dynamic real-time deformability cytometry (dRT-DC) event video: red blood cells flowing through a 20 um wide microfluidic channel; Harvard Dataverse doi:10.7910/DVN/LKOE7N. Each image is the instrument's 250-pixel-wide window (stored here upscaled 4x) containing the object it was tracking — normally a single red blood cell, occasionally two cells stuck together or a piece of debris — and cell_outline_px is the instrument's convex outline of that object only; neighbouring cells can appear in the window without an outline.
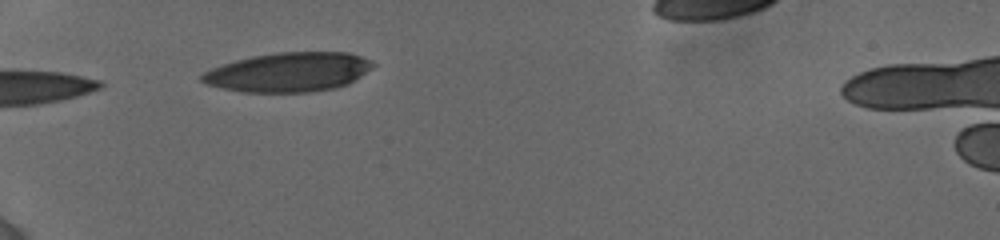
{"species": "human", "species_latin": "Homo sapiens", "temperature_condition": "cold", "stored_images_in_passage": 15, "camera_frame_rate_fps": 3000, "um_per_image_px": 0.085, "donor": {"sex": "female"}, "frame": {"image": 1, "passage_image": 5, "time_ms": 3.667, "image_size_px": [1000, 240], "cell_outline_px": [[376, 64], [372, 68], [348, 84], [332, 88], [308, 92], [244, 92], [204, 84], [200, 80], [200, 76], [204, 72], [212, 68], [236, 60], [252, 56], [276, 52], [348, 52], [372, 60]], "centroid_in_image_um": [24.53, 6.12], "position_along_channel_um": 60.5, "area_um2": 39.07}}
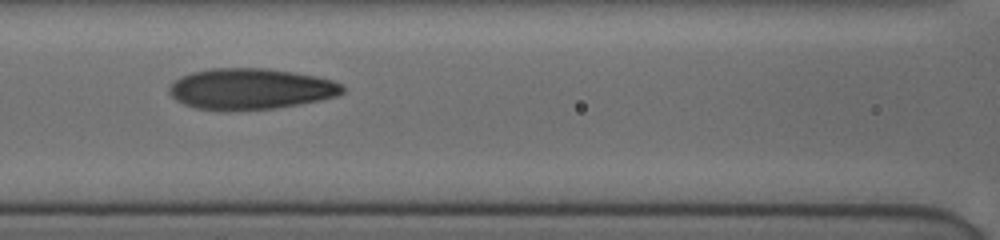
{"frame": {"image": 2, "passage_image": 8, "time_ms": 6.333, "image_size_px": [1000, 240], "cell_outline_px": [[344, 92], [336, 96], [320, 100], [276, 108], [228, 112], [196, 108], [184, 104], [176, 100], [168, 92], [168, 84], [180, 76], [192, 72], [212, 68], [264, 68], [292, 72], [316, 76], [332, 80], [344, 84]], "centroid_in_image_um": [21.26, 7.57], "position_along_channel_um": 145.3, "area_um2": 41.91}}
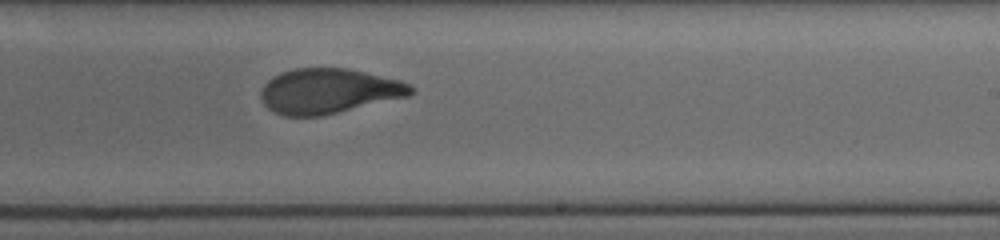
{"frame": {"image": 3, "passage_image": 15, "time_ms": 9.333, "image_size_px": [1000, 240], "cell_outline_px": [[416, 92], [408, 96], [320, 116], [284, 116], [268, 108], [264, 104], [260, 96], [260, 92], [264, 84], [272, 76], [280, 72], [296, 68], [348, 68], [400, 80], [412, 84], [416, 88]], "centroid_in_image_um": [27.95, 7.73], "position_along_channel_um": 261.1, "area_um2": 39.42}}